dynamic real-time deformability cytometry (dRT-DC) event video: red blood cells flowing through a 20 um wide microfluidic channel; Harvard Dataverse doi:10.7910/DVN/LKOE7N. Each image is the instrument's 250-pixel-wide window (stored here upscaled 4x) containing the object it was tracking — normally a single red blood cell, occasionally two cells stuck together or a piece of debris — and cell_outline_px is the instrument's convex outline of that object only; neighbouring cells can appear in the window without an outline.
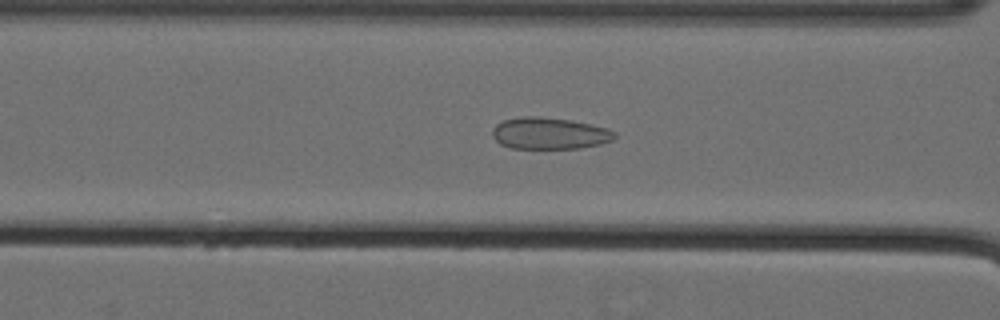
{"species": "Egyptian fruit bat (a non-hibernating species)", "species_latin": "Rousettus aegyptiacus", "temperature_condition": "cold", "stored_images_in_passage": 48, "camera_frame_rate_fps": 3000, "um_per_image_px": 0.085, "animal": {"sex": "female"}, "frame": {"image": 1, "passage_image": 16, "time_ms": 5.0, "image_size_px": [1000, 320], "cell_outline_px": [[616, 136], [612, 140], [600, 144], [580, 148], [512, 148], [500, 144], [492, 136], [492, 128], [496, 124], [504, 120], [524, 116], [540, 116], [572, 120], [608, 128], [616, 132]], "centroid_in_image_um": [46.7, 11.33], "position_along_channel_um": 119.9, "area_um2": 22.66}}
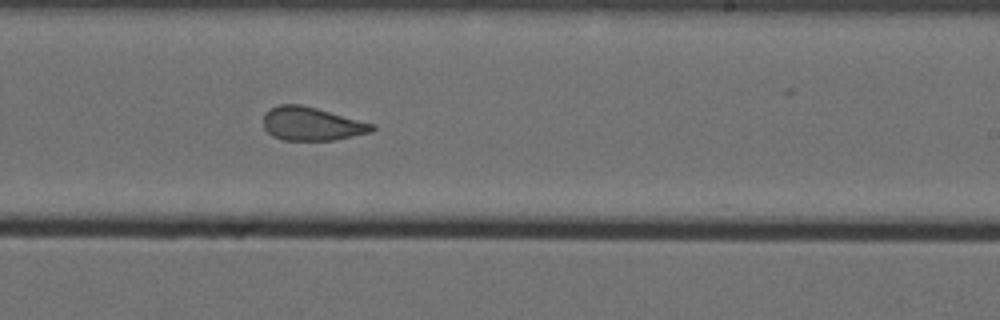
{"frame": {"image": 2, "passage_image": 28, "time_ms": 9.0, "image_size_px": [1000, 320], "cell_outline_px": [[376, 128], [372, 132], [332, 140], [284, 140], [272, 136], [264, 128], [264, 112], [280, 104], [300, 104], [316, 108], [376, 124]], "centroid_in_image_um": [26.51, 10.52], "position_along_channel_um": 262.5, "area_um2": 21.15}}
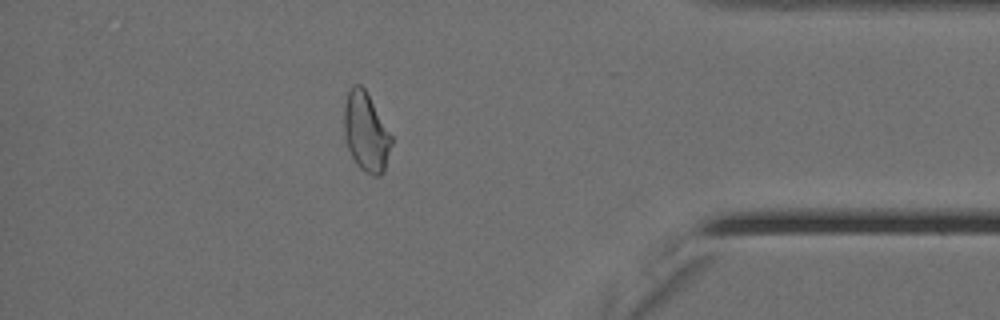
{"frame": {"image": 3, "passage_image": 42, "time_ms": 13.667, "image_size_px": [1000, 320], "cell_outline_px": [[392, 144], [384, 172], [380, 176], [372, 176], [360, 168], [356, 164], [348, 148], [344, 136], [344, 104], [348, 88], [352, 84], [360, 84], [364, 88], [392, 136]], "centroid_in_image_um": [31.09, 11.23], "position_along_channel_um": 404.1, "area_um2": 21.91}, "authors_computed_cell_mechanics": {"area_um2": 22.3686, "velocity_mm_per_s": 3.5732, "shape_relaxation_time_tau1_ms": null, "shape_relaxation_time_tau2_ms": 1.5592, "deformation_change_tau1": null, "deformation_change_tau2": 0.0867}}